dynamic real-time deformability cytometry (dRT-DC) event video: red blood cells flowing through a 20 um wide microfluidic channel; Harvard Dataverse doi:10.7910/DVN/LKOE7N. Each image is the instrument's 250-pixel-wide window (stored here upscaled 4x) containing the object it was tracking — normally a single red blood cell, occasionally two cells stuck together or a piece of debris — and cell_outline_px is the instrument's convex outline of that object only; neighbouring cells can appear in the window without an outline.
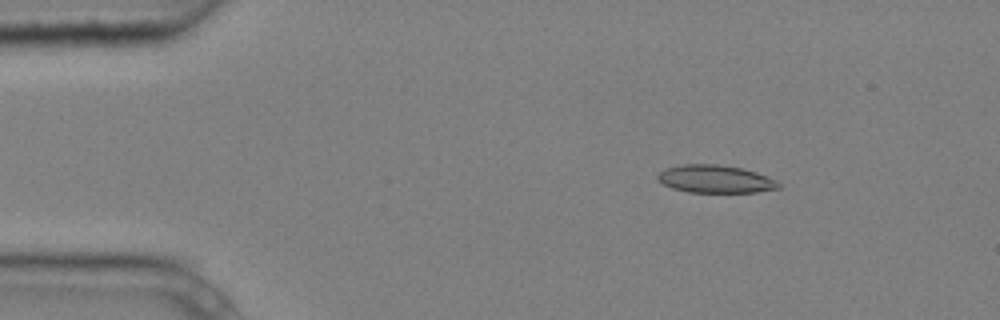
{"species": "common noctule bat (a hibernating species)", "species_latin": "Nyctalus noctula", "temperature_condition": "cold", "stored_images_in_passage": 3, "camera_frame_rate_fps": 3000, "um_per_image_px": 0.085, "animal": {"sex": "male", "body_mass_g": 20.4}, "frame": {"image": 1, "passage_image": 1, "time_ms": 0.0, "image_size_px": [1000, 320], "cell_outline_px": [[780, 188], [756, 192], [688, 192], [672, 188], [656, 180], [656, 176], [664, 168], [680, 164], [716, 164], [744, 168], [768, 176], [776, 180], [780, 184]], "centroid_in_image_um": [60.78, 15.21], "position_along_channel_um": 24.2, "area_um2": 19.77}}